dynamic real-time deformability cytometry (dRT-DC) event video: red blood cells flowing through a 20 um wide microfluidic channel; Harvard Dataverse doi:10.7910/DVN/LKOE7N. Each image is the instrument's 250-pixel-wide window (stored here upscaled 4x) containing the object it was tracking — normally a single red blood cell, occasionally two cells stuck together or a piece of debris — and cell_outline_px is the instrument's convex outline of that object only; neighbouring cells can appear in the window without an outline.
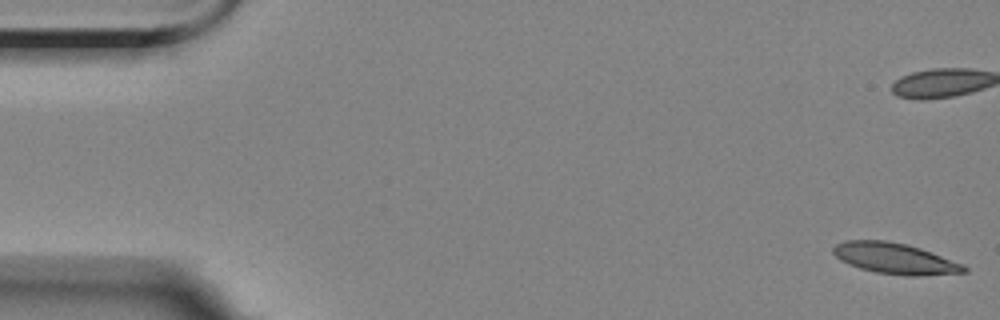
{"species": "Egyptian fruit bat (a non-hibernating species)", "species_latin": "Rousettus aegyptiacus", "temperature_condition": "room temperature", "stored_images_in_passage": 9, "camera_frame_rate_fps": 3000, "um_per_image_px": 0.085, "animal": {"sex": "female"}, "frame": {"image": 1, "passage_image": 1, "time_ms": 0.0, "image_size_px": [1000, 320], "cell_outline_px": [[968, 272], [920, 276], [908, 276], [876, 272], [860, 268], [848, 264], [840, 260], [832, 252], [832, 248], [836, 244], [844, 240], [888, 240], [908, 244], [920, 248], [964, 264], [968, 268]], "centroid_in_image_um": [76.08, 21.96], "position_along_channel_um": 8.9, "area_um2": 23.76}}
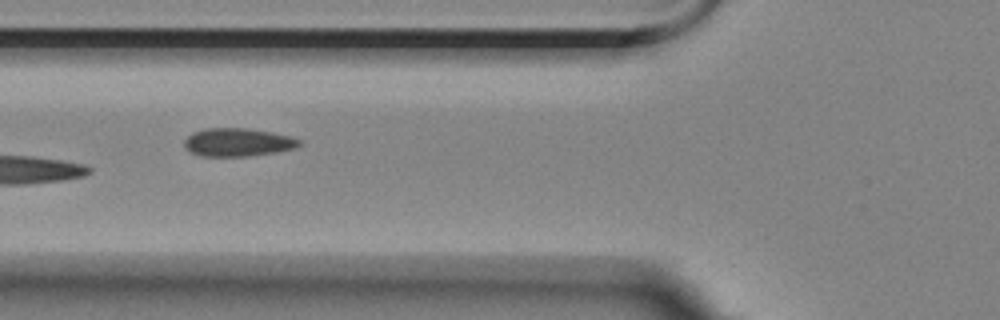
{"frame": {"image": 2, "passage_image": 7, "time_ms": 7.0, "image_size_px": [1000, 320], "cell_outline_px": [[304, 144], [296, 148], [276, 152], [248, 156], [204, 156], [192, 152], [184, 144], [184, 140], [192, 132], [204, 128], [248, 128], [272, 132], [292, 136], [300, 140]], "centroid_in_image_um": [20.27, 12.08], "position_along_channel_um": 105.5, "area_um2": 18.96}}
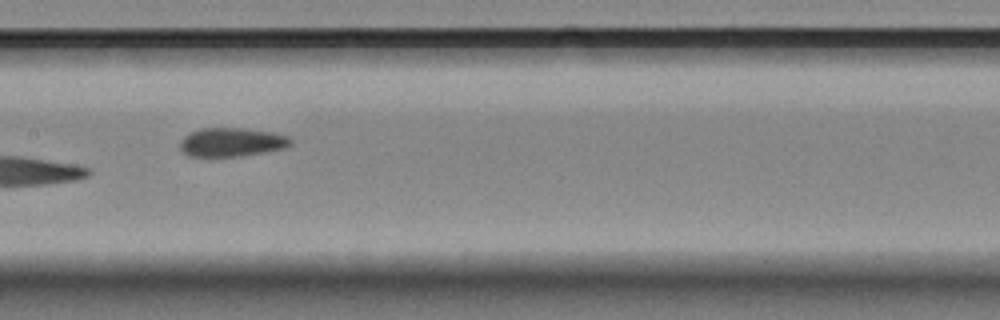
{"frame": {"image": 3, "passage_image": 9, "time_ms": 9.333, "image_size_px": [1000, 320], "cell_outline_px": [[292, 144], [284, 148], [240, 156], [188, 156], [180, 148], [180, 140], [188, 132], [200, 128], [244, 128], [272, 132], [288, 136], [292, 140]], "centroid_in_image_um": [19.67, 12.07], "position_along_channel_um": 187.7, "area_um2": 18.55}}